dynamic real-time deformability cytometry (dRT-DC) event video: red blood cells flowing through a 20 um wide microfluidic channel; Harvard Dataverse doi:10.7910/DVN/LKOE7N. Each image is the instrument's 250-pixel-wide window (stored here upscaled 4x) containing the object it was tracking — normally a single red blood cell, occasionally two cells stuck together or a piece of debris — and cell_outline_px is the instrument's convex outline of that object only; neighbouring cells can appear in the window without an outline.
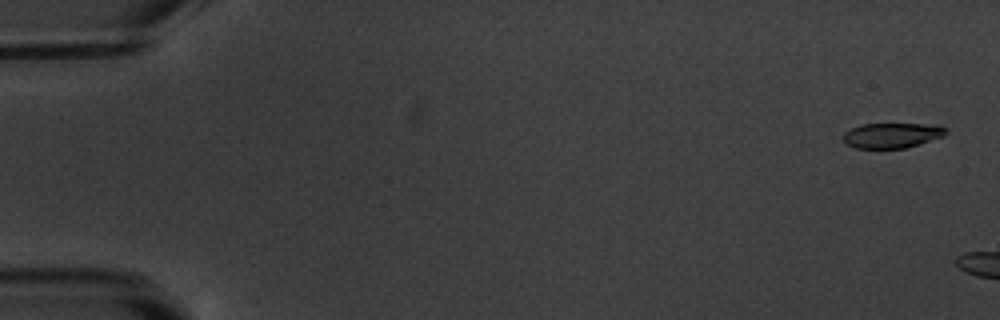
{"species": "common noctule bat (a hibernating species)", "species_latin": "Nyctalus noctula", "temperature_condition": "warm", "stored_images_in_passage": 3, "camera_frame_rate_fps": 3000, "um_per_image_px": 0.085, "animal": {"sex": "male", "body_mass_g": 20.1, "forearm_length_mm": 53.5}, "frame": {"image": 1, "passage_image": 1, "time_ms": 0.0, "image_size_px": [1000, 320], "cell_outline_px": [[948, 132], [944, 136], [904, 148], [856, 148], [848, 144], [844, 140], [844, 132], [860, 124], [940, 124], [948, 128]], "centroid_in_image_um": [75.87, 11.49], "position_along_channel_um": 9.1, "area_um2": 15.03}}